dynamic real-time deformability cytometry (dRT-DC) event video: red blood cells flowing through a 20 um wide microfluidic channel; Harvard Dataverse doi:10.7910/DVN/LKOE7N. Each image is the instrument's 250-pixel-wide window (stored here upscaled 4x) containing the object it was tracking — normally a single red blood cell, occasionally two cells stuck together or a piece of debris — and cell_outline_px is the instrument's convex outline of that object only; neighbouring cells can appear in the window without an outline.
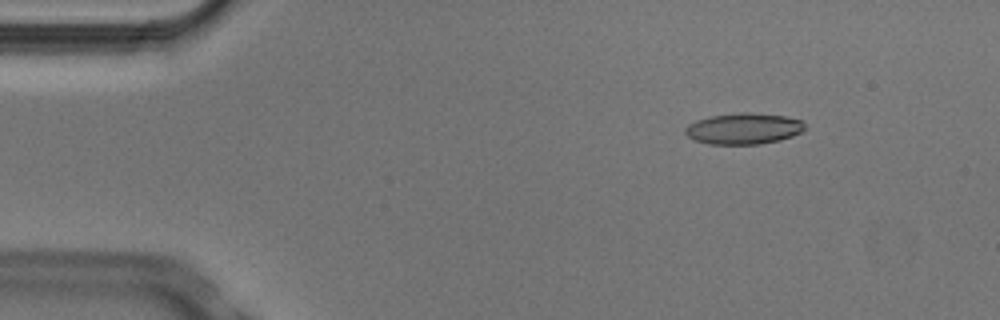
{"species": "Egyptian fruit bat (a non-hibernating species)", "species_latin": "Rousettus aegyptiacus", "temperature_condition": "cold", "stored_images_in_passage": 4, "camera_frame_rate_fps": 3000, "um_per_image_px": 0.085, "animal": {"sex": "male"}, "frame": {"image": 1, "passage_image": 2, "time_ms": 0.333, "image_size_px": [1000, 320], "cell_outline_px": [[804, 128], [800, 132], [792, 136], [780, 140], [760, 144], [708, 144], [696, 140], [688, 136], [684, 132], [684, 128], [688, 124], [696, 120], [708, 116], [740, 112], [752, 112], [784, 116], [804, 120]], "centroid_in_image_um": [63.19, 10.92], "position_along_channel_um": 21.8, "area_um2": 21.85}}